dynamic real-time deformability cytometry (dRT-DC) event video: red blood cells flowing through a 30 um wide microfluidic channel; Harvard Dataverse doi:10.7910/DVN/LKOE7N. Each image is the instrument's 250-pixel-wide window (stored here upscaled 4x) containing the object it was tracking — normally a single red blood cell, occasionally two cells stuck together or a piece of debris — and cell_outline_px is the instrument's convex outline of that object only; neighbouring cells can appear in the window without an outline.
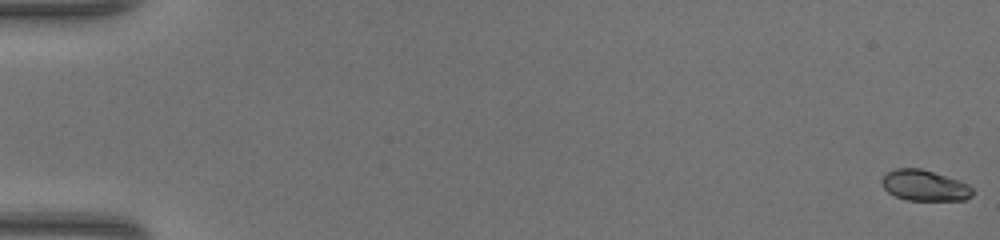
{"species": "common noctule bat (a hibernating species)", "species_latin": "Nyctalus noctula", "temperature_condition": "warm", "stored_images_in_passage": 50, "camera_frame_rate_fps": 3000, "um_per_image_px": 0.085, "animal": {"sex": "female", "body_mass_g": 17.0, "forearm_length_mm": 48.0}, "frame": {"image": 1, "passage_image": 1, "time_ms": 0.0, "image_size_px": [1000, 240], "cell_outline_px": [[972, 196], [964, 200], [908, 200], [896, 196], [888, 192], [880, 184], [880, 180], [888, 172], [896, 168], [920, 168], [968, 184], [972, 188]], "centroid_in_image_um": [78.55, 15.77], "position_along_channel_um": 6.5, "area_um2": 16.07}}
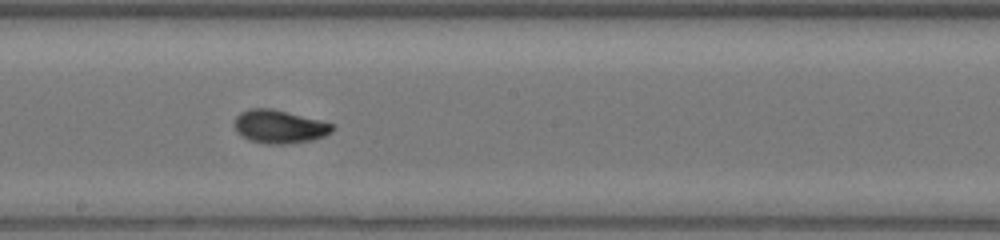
{"frame": {"image": 2, "passage_image": 29, "time_ms": 9.333, "image_size_px": [1000, 240], "cell_outline_px": [[332, 132], [324, 136], [312, 140], [288, 144], [264, 144], [248, 140], [240, 136], [236, 132], [236, 116], [240, 112], [248, 108], [272, 108], [332, 124]], "centroid_in_image_um": [23.69, 10.78], "position_along_channel_um": 224.5, "area_um2": 18.9}}
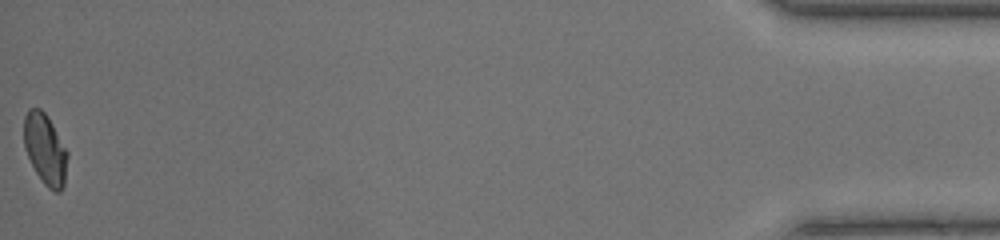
{"frame": {"image": 3, "passage_image": 50, "time_ms": 16.333, "image_size_px": [1000, 240], "cell_outline_px": [[68, 156], [64, 184], [60, 192], [56, 192], [48, 188], [44, 184], [36, 172], [24, 148], [24, 116], [28, 108], [40, 108], [48, 116], [68, 152]], "centroid_in_image_um": [3.84, 12.66], "position_along_channel_um": 431.4, "area_um2": 17.98}, "authors_computed_cell_mechanics": {"area_um2": 17.9758, "velocity_mm_per_s": 4.338, "shape_relaxation_time_tau1_ms": 3.7699, "shape_relaxation_time_tau2_ms": null, "deformation_change_tau1": 0.1671, "deformation_change_tau2": null}}